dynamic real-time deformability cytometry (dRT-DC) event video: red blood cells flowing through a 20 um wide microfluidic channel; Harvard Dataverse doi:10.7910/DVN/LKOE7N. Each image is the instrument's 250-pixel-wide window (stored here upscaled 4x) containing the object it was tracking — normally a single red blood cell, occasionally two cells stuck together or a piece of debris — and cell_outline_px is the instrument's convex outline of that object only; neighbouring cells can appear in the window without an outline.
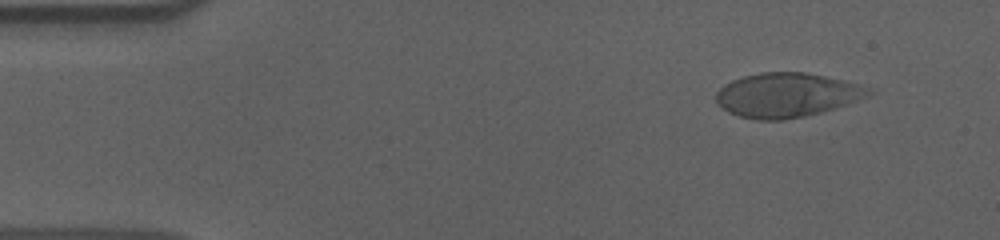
{"species": "human", "species_latin": "Homo sapiens", "temperature_condition": "cold", "stored_images_in_passage": 55, "camera_frame_rate_fps": 3000, "um_per_image_px": 0.085, "donor": {"sex": "male"}, "frame": {"image": 1, "passage_image": 5, "time_ms": 1.333, "image_size_px": [1000, 240], "cell_outline_px": [[876, 92], [868, 96], [820, 112], [804, 116], [780, 120], [756, 120], [740, 116], [728, 112], [716, 104], [716, 92], [724, 84], [732, 80], [744, 76], [760, 72], [804, 72], [824, 76], [856, 84], [868, 88]], "centroid_in_image_um": [66.8, 8.08], "position_along_channel_um": 18.2, "area_um2": 38.96}}
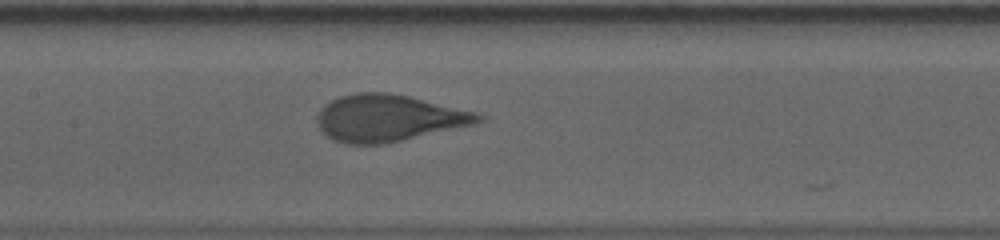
{"frame": {"image": 2, "passage_image": 26, "time_ms": 8.333, "image_size_px": [1000, 240], "cell_outline_px": [[484, 120], [476, 124], [384, 144], [344, 144], [332, 140], [316, 124], [316, 116], [320, 108], [324, 104], [340, 96], [356, 92], [388, 92], [408, 96], [476, 112], [484, 116]], "centroid_in_image_um": [32.99, 10.04], "position_along_channel_um": 174.4, "area_um2": 44.04}}
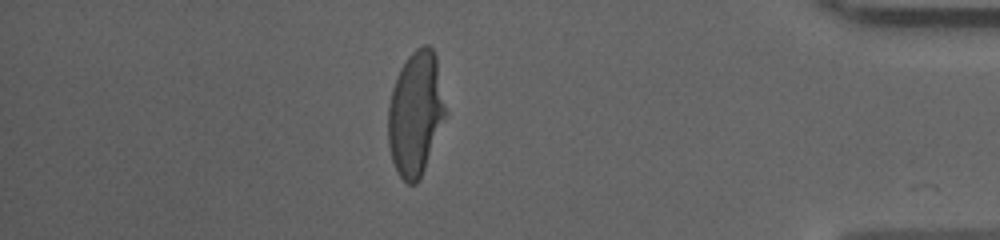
{"frame": {"image": 3, "passage_image": 48, "time_ms": 15.667, "image_size_px": [1000, 240], "cell_outline_px": [[444, 116], [420, 180], [416, 184], [408, 184], [400, 176], [392, 160], [388, 144], [388, 108], [392, 88], [396, 76], [400, 68], [408, 56], [416, 48], [424, 44], [428, 44], [432, 48], [436, 56], [444, 108]], "centroid_in_image_um": [35.27, 9.63], "position_along_channel_um": 399.9, "area_um2": 40.69}, "authors_computed_cell_mechanics": {"area_um2": 42.4252, "velocity_mm_per_s": 3.6076, "shape_relaxation_time_tau1_ms": 4.6321, "shape_relaxation_time_tau2_ms": null, "deformation_change_tau1": 0.2092, "deformation_change_tau2": null}}